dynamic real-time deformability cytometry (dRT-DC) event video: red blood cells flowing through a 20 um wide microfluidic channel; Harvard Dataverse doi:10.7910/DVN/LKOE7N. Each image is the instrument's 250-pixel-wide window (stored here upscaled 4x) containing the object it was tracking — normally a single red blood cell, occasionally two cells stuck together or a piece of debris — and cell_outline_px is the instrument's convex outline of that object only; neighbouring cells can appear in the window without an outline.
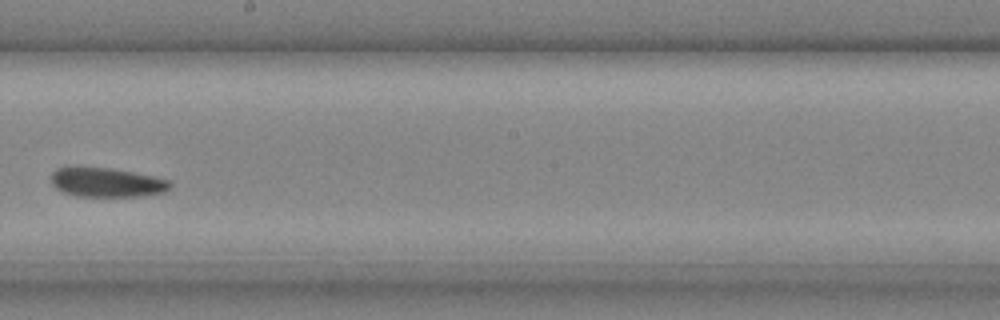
{"species": "common noctule bat (a hibernating species)", "species_latin": "Nyctalus noctula", "temperature_condition": "cold", "stored_images_in_passage": 22, "camera_frame_rate_fps": 3000, "um_per_image_px": 0.085, "animal": {"sex": "male", "body_mass_g": 20.4}, "frame": {"image": 1, "passage_image": 10, "time_ms": 3.0, "image_size_px": [1000, 320], "cell_outline_px": [[172, 188], [164, 192], [136, 196], [76, 196], [64, 192], [56, 188], [52, 184], [52, 172], [56, 168], [72, 164], [108, 168], [132, 172], [152, 176], [168, 180], [172, 184]], "centroid_in_image_um": [9.0, 15.46], "position_along_channel_um": 239.2, "area_um2": 20.63}}
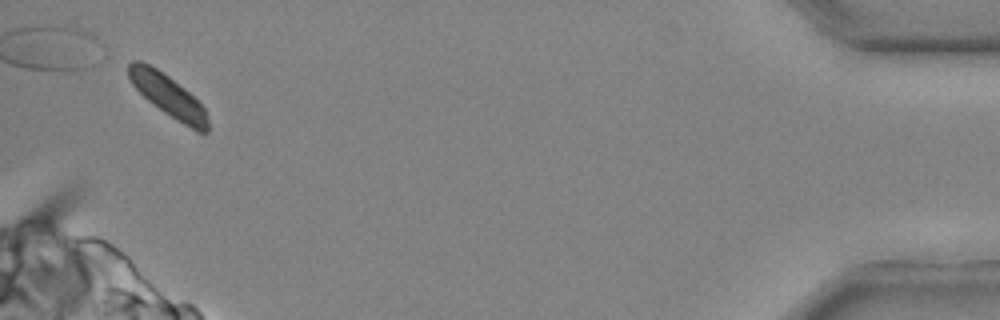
{"frame": {"image": 2, "passage_image": 22, "time_ms": 7.0, "image_size_px": [1000, 320], "cell_outline_px": [[208, 132], [204, 136], [196, 132], [176, 120], [164, 112], [148, 100], [132, 84], [128, 76], [128, 64], [132, 60], [140, 60], [156, 68], [168, 76], [184, 88], [204, 108], [208, 120]], "centroid_in_image_um": [14.3, 8.16], "position_along_channel_um": 420.9, "area_um2": 19.25}}